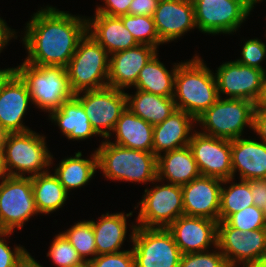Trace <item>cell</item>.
I'll use <instances>...</instances> for the list:
<instances>
[{"mask_svg": "<svg viewBox=\"0 0 266 267\" xmlns=\"http://www.w3.org/2000/svg\"><path fill=\"white\" fill-rule=\"evenodd\" d=\"M109 57L108 52L86 33L66 66L71 91L76 94L107 87Z\"/></svg>", "mask_w": 266, "mask_h": 267, "instance_id": "cell-6", "label": "cell"}, {"mask_svg": "<svg viewBox=\"0 0 266 267\" xmlns=\"http://www.w3.org/2000/svg\"><path fill=\"white\" fill-rule=\"evenodd\" d=\"M31 97L25 82L13 71L0 87V128L5 133L26 132L23 116Z\"/></svg>", "mask_w": 266, "mask_h": 267, "instance_id": "cell-17", "label": "cell"}, {"mask_svg": "<svg viewBox=\"0 0 266 267\" xmlns=\"http://www.w3.org/2000/svg\"><path fill=\"white\" fill-rule=\"evenodd\" d=\"M133 0H104L105 6H97L95 14L122 16L129 14V6Z\"/></svg>", "mask_w": 266, "mask_h": 267, "instance_id": "cell-41", "label": "cell"}, {"mask_svg": "<svg viewBox=\"0 0 266 267\" xmlns=\"http://www.w3.org/2000/svg\"><path fill=\"white\" fill-rule=\"evenodd\" d=\"M216 72L219 97L223 93L229 98L247 99L258 104L263 93L264 71L234 60L222 63Z\"/></svg>", "mask_w": 266, "mask_h": 267, "instance_id": "cell-14", "label": "cell"}, {"mask_svg": "<svg viewBox=\"0 0 266 267\" xmlns=\"http://www.w3.org/2000/svg\"><path fill=\"white\" fill-rule=\"evenodd\" d=\"M241 55L242 58L236 60L238 63L260 69L266 73L260 64L266 58V44L260 39L247 40L243 45Z\"/></svg>", "mask_w": 266, "mask_h": 267, "instance_id": "cell-39", "label": "cell"}, {"mask_svg": "<svg viewBox=\"0 0 266 267\" xmlns=\"http://www.w3.org/2000/svg\"><path fill=\"white\" fill-rule=\"evenodd\" d=\"M196 119L183 110H175L163 122L154 125L153 153L158 157L161 152L185 147L189 144L193 123Z\"/></svg>", "mask_w": 266, "mask_h": 267, "instance_id": "cell-22", "label": "cell"}, {"mask_svg": "<svg viewBox=\"0 0 266 267\" xmlns=\"http://www.w3.org/2000/svg\"><path fill=\"white\" fill-rule=\"evenodd\" d=\"M126 94L127 108L153 126L163 122L177 110L173 97H164L136 89Z\"/></svg>", "mask_w": 266, "mask_h": 267, "instance_id": "cell-28", "label": "cell"}, {"mask_svg": "<svg viewBox=\"0 0 266 267\" xmlns=\"http://www.w3.org/2000/svg\"><path fill=\"white\" fill-rule=\"evenodd\" d=\"M90 267H135L133 250H122L121 252L97 255L88 262Z\"/></svg>", "mask_w": 266, "mask_h": 267, "instance_id": "cell-40", "label": "cell"}, {"mask_svg": "<svg viewBox=\"0 0 266 267\" xmlns=\"http://www.w3.org/2000/svg\"><path fill=\"white\" fill-rule=\"evenodd\" d=\"M82 153L78 151L75 156L60 161L54 174L59 182L68 192L74 188H80L92 179L98 169V157L96 151L90 159H83Z\"/></svg>", "mask_w": 266, "mask_h": 267, "instance_id": "cell-30", "label": "cell"}, {"mask_svg": "<svg viewBox=\"0 0 266 267\" xmlns=\"http://www.w3.org/2000/svg\"><path fill=\"white\" fill-rule=\"evenodd\" d=\"M61 233L76 249L84 262H89L97 256L94 230L90 221H80ZM88 256L93 257L86 259Z\"/></svg>", "mask_w": 266, "mask_h": 267, "instance_id": "cell-33", "label": "cell"}, {"mask_svg": "<svg viewBox=\"0 0 266 267\" xmlns=\"http://www.w3.org/2000/svg\"><path fill=\"white\" fill-rule=\"evenodd\" d=\"M10 231L0 232V267H21L25 262H27L32 256L29 252L21 247L16 246L13 251L7 245L2 237H10Z\"/></svg>", "mask_w": 266, "mask_h": 267, "instance_id": "cell-38", "label": "cell"}, {"mask_svg": "<svg viewBox=\"0 0 266 267\" xmlns=\"http://www.w3.org/2000/svg\"><path fill=\"white\" fill-rule=\"evenodd\" d=\"M230 184L227 189L221 188L219 221H225L231 214L254 205L251 180H240L239 183Z\"/></svg>", "mask_w": 266, "mask_h": 267, "instance_id": "cell-32", "label": "cell"}, {"mask_svg": "<svg viewBox=\"0 0 266 267\" xmlns=\"http://www.w3.org/2000/svg\"><path fill=\"white\" fill-rule=\"evenodd\" d=\"M50 246L47 257H50L57 267H76L85 263L62 233L56 235Z\"/></svg>", "mask_w": 266, "mask_h": 267, "instance_id": "cell-35", "label": "cell"}, {"mask_svg": "<svg viewBox=\"0 0 266 267\" xmlns=\"http://www.w3.org/2000/svg\"><path fill=\"white\" fill-rule=\"evenodd\" d=\"M39 267H43V266L39 264ZM76 267H90V265L88 264V262H85L81 264L80 266H76Z\"/></svg>", "mask_w": 266, "mask_h": 267, "instance_id": "cell-53", "label": "cell"}, {"mask_svg": "<svg viewBox=\"0 0 266 267\" xmlns=\"http://www.w3.org/2000/svg\"><path fill=\"white\" fill-rule=\"evenodd\" d=\"M200 175L188 145L157 157V179L160 181L166 178L170 184L182 186Z\"/></svg>", "mask_w": 266, "mask_h": 267, "instance_id": "cell-24", "label": "cell"}, {"mask_svg": "<svg viewBox=\"0 0 266 267\" xmlns=\"http://www.w3.org/2000/svg\"><path fill=\"white\" fill-rule=\"evenodd\" d=\"M217 221L182 215L167 229L172 233L181 254L207 251L217 246Z\"/></svg>", "mask_w": 266, "mask_h": 267, "instance_id": "cell-18", "label": "cell"}, {"mask_svg": "<svg viewBox=\"0 0 266 267\" xmlns=\"http://www.w3.org/2000/svg\"><path fill=\"white\" fill-rule=\"evenodd\" d=\"M143 199L139 202L140 211L137 217L139 227L167 228L178 217L184 215L182 189L180 185H155L145 189Z\"/></svg>", "mask_w": 266, "mask_h": 267, "instance_id": "cell-10", "label": "cell"}, {"mask_svg": "<svg viewBox=\"0 0 266 267\" xmlns=\"http://www.w3.org/2000/svg\"><path fill=\"white\" fill-rule=\"evenodd\" d=\"M225 222L233 228L241 231H253L266 229V217L262 208L255 205L246 207L234 214H231Z\"/></svg>", "mask_w": 266, "mask_h": 267, "instance_id": "cell-36", "label": "cell"}, {"mask_svg": "<svg viewBox=\"0 0 266 267\" xmlns=\"http://www.w3.org/2000/svg\"><path fill=\"white\" fill-rule=\"evenodd\" d=\"M229 267L266 258V229L241 231L225 221L217 223V246Z\"/></svg>", "mask_w": 266, "mask_h": 267, "instance_id": "cell-13", "label": "cell"}, {"mask_svg": "<svg viewBox=\"0 0 266 267\" xmlns=\"http://www.w3.org/2000/svg\"><path fill=\"white\" fill-rule=\"evenodd\" d=\"M156 53V47L143 44L113 53L109 58L108 86L119 90L134 86L141 69Z\"/></svg>", "mask_w": 266, "mask_h": 267, "instance_id": "cell-20", "label": "cell"}, {"mask_svg": "<svg viewBox=\"0 0 266 267\" xmlns=\"http://www.w3.org/2000/svg\"><path fill=\"white\" fill-rule=\"evenodd\" d=\"M258 105L266 107V74L264 77L263 93L261 99L258 102Z\"/></svg>", "mask_w": 266, "mask_h": 267, "instance_id": "cell-49", "label": "cell"}, {"mask_svg": "<svg viewBox=\"0 0 266 267\" xmlns=\"http://www.w3.org/2000/svg\"><path fill=\"white\" fill-rule=\"evenodd\" d=\"M14 34H16V32L11 30V28L7 26L5 20L1 19L0 17V53L3 48L8 44V42L12 39V37H17Z\"/></svg>", "mask_w": 266, "mask_h": 267, "instance_id": "cell-45", "label": "cell"}, {"mask_svg": "<svg viewBox=\"0 0 266 267\" xmlns=\"http://www.w3.org/2000/svg\"><path fill=\"white\" fill-rule=\"evenodd\" d=\"M252 130L266 143V107L258 104L255 106Z\"/></svg>", "mask_w": 266, "mask_h": 267, "instance_id": "cell-43", "label": "cell"}, {"mask_svg": "<svg viewBox=\"0 0 266 267\" xmlns=\"http://www.w3.org/2000/svg\"><path fill=\"white\" fill-rule=\"evenodd\" d=\"M156 53L148 63L141 69L135 88L147 93L164 97H173L174 81L177 67L180 64L174 63V69L169 72L165 65L159 61Z\"/></svg>", "mask_w": 266, "mask_h": 267, "instance_id": "cell-29", "label": "cell"}, {"mask_svg": "<svg viewBox=\"0 0 266 267\" xmlns=\"http://www.w3.org/2000/svg\"><path fill=\"white\" fill-rule=\"evenodd\" d=\"M214 73L196 56L181 62L175 74L174 94L176 108L197 119L220 97Z\"/></svg>", "mask_w": 266, "mask_h": 267, "instance_id": "cell-2", "label": "cell"}, {"mask_svg": "<svg viewBox=\"0 0 266 267\" xmlns=\"http://www.w3.org/2000/svg\"><path fill=\"white\" fill-rule=\"evenodd\" d=\"M195 23L208 34L236 32L254 9L244 0H192Z\"/></svg>", "mask_w": 266, "mask_h": 267, "instance_id": "cell-11", "label": "cell"}, {"mask_svg": "<svg viewBox=\"0 0 266 267\" xmlns=\"http://www.w3.org/2000/svg\"><path fill=\"white\" fill-rule=\"evenodd\" d=\"M154 126L138 117L128 108L121 114L112 132H115L114 144L153 152Z\"/></svg>", "mask_w": 266, "mask_h": 267, "instance_id": "cell-25", "label": "cell"}, {"mask_svg": "<svg viewBox=\"0 0 266 267\" xmlns=\"http://www.w3.org/2000/svg\"><path fill=\"white\" fill-rule=\"evenodd\" d=\"M243 267H266V258L246 263Z\"/></svg>", "mask_w": 266, "mask_h": 267, "instance_id": "cell-47", "label": "cell"}, {"mask_svg": "<svg viewBox=\"0 0 266 267\" xmlns=\"http://www.w3.org/2000/svg\"><path fill=\"white\" fill-rule=\"evenodd\" d=\"M14 71V68L0 69V87L6 78Z\"/></svg>", "mask_w": 266, "mask_h": 267, "instance_id": "cell-48", "label": "cell"}, {"mask_svg": "<svg viewBox=\"0 0 266 267\" xmlns=\"http://www.w3.org/2000/svg\"><path fill=\"white\" fill-rule=\"evenodd\" d=\"M249 6H251L252 8L254 7V5L256 3H259L260 1L262 2L263 0H244Z\"/></svg>", "mask_w": 266, "mask_h": 267, "instance_id": "cell-52", "label": "cell"}, {"mask_svg": "<svg viewBox=\"0 0 266 267\" xmlns=\"http://www.w3.org/2000/svg\"><path fill=\"white\" fill-rule=\"evenodd\" d=\"M74 96L80 101L98 136L109 139L112 135L110 131H113L127 108L125 91L107 86L99 90L82 91Z\"/></svg>", "mask_w": 266, "mask_h": 267, "instance_id": "cell-12", "label": "cell"}, {"mask_svg": "<svg viewBox=\"0 0 266 267\" xmlns=\"http://www.w3.org/2000/svg\"><path fill=\"white\" fill-rule=\"evenodd\" d=\"M251 193L254 205L262 208L266 200V180H251Z\"/></svg>", "mask_w": 266, "mask_h": 267, "instance_id": "cell-44", "label": "cell"}, {"mask_svg": "<svg viewBox=\"0 0 266 267\" xmlns=\"http://www.w3.org/2000/svg\"><path fill=\"white\" fill-rule=\"evenodd\" d=\"M133 212L103 214L98 222L89 220L94 230L97 255L121 252L120 248L124 243L127 233V217Z\"/></svg>", "mask_w": 266, "mask_h": 267, "instance_id": "cell-27", "label": "cell"}, {"mask_svg": "<svg viewBox=\"0 0 266 267\" xmlns=\"http://www.w3.org/2000/svg\"><path fill=\"white\" fill-rule=\"evenodd\" d=\"M52 6L34 13L22 39L31 65L66 67L87 33V19Z\"/></svg>", "mask_w": 266, "mask_h": 267, "instance_id": "cell-1", "label": "cell"}, {"mask_svg": "<svg viewBox=\"0 0 266 267\" xmlns=\"http://www.w3.org/2000/svg\"><path fill=\"white\" fill-rule=\"evenodd\" d=\"M87 33L99 43L109 55L138 45L133 35L123 25L120 17L95 14L87 18Z\"/></svg>", "mask_w": 266, "mask_h": 267, "instance_id": "cell-23", "label": "cell"}, {"mask_svg": "<svg viewBox=\"0 0 266 267\" xmlns=\"http://www.w3.org/2000/svg\"><path fill=\"white\" fill-rule=\"evenodd\" d=\"M49 116L69 140H84L98 135L75 96L65 101L59 109L51 111Z\"/></svg>", "mask_w": 266, "mask_h": 267, "instance_id": "cell-26", "label": "cell"}, {"mask_svg": "<svg viewBox=\"0 0 266 267\" xmlns=\"http://www.w3.org/2000/svg\"><path fill=\"white\" fill-rule=\"evenodd\" d=\"M232 178L239 172L240 180H266V143L239 137L231 140Z\"/></svg>", "mask_w": 266, "mask_h": 267, "instance_id": "cell-21", "label": "cell"}, {"mask_svg": "<svg viewBox=\"0 0 266 267\" xmlns=\"http://www.w3.org/2000/svg\"><path fill=\"white\" fill-rule=\"evenodd\" d=\"M256 104L247 99L220 98L200 115L196 122L203 126L200 133L207 136L237 139L244 127L253 129V115Z\"/></svg>", "mask_w": 266, "mask_h": 267, "instance_id": "cell-7", "label": "cell"}, {"mask_svg": "<svg viewBox=\"0 0 266 267\" xmlns=\"http://www.w3.org/2000/svg\"><path fill=\"white\" fill-rule=\"evenodd\" d=\"M119 17L138 44L149 45L156 48H158L160 44H164L159 39L152 16L127 14Z\"/></svg>", "mask_w": 266, "mask_h": 267, "instance_id": "cell-34", "label": "cell"}, {"mask_svg": "<svg viewBox=\"0 0 266 267\" xmlns=\"http://www.w3.org/2000/svg\"><path fill=\"white\" fill-rule=\"evenodd\" d=\"M14 71L25 82L32 104L46 112L59 109L74 96L66 67L38 66L23 62Z\"/></svg>", "mask_w": 266, "mask_h": 267, "instance_id": "cell-4", "label": "cell"}, {"mask_svg": "<svg viewBox=\"0 0 266 267\" xmlns=\"http://www.w3.org/2000/svg\"><path fill=\"white\" fill-rule=\"evenodd\" d=\"M6 133L0 128V148H3Z\"/></svg>", "mask_w": 266, "mask_h": 267, "instance_id": "cell-51", "label": "cell"}, {"mask_svg": "<svg viewBox=\"0 0 266 267\" xmlns=\"http://www.w3.org/2000/svg\"><path fill=\"white\" fill-rule=\"evenodd\" d=\"M7 171L5 168V162H4V151L3 148H0V179H4L5 177H7Z\"/></svg>", "mask_w": 266, "mask_h": 267, "instance_id": "cell-46", "label": "cell"}, {"mask_svg": "<svg viewBox=\"0 0 266 267\" xmlns=\"http://www.w3.org/2000/svg\"><path fill=\"white\" fill-rule=\"evenodd\" d=\"M192 132L188 144L203 176L232 179L231 140Z\"/></svg>", "mask_w": 266, "mask_h": 267, "instance_id": "cell-15", "label": "cell"}, {"mask_svg": "<svg viewBox=\"0 0 266 267\" xmlns=\"http://www.w3.org/2000/svg\"><path fill=\"white\" fill-rule=\"evenodd\" d=\"M232 179L220 180L200 175L182 185L184 215L202 217L219 222L221 188Z\"/></svg>", "mask_w": 266, "mask_h": 267, "instance_id": "cell-16", "label": "cell"}, {"mask_svg": "<svg viewBox=\"0 0 266 267\" xmlns=\"http://www.w3.org/2000/svg\"><path fill=\"white\" fill-rule=\"evenodd\" d=\"M179 267H229L224 255L218 252L202 251L182 254Z\"/></svg>", "mask_w": 266, "mask_h": 267, "instance_id": "cell-37", "label": "cell"}, {"mask_svg": "<svg viewBox=\"0 0 266 267\" xmlns=\"http://www.w3.org/2000/svg\"><path fill=\"white\" fill-rule=\"evenodd\" d=\"M21 267H39V263H37V261L33 257H31Z\"/></svg>", "mask_w": 266, "mask_h": 267, "instance_id": "cell-50", "label": "cell"}, {"mask_svg": "<svg viewBox=\"0 0 266 267\" xmlns=\"http://www.w3.org/2000/svg\"><path fill=\"white\" fill-rule=\"evenodd\" d=\"M131 228L135 267H179L182 254L167 228Z\"/></svg>", "mask_w": 266, "mask_h": 267, "instance_id": "cell-8", "label": "cell"}, {"mask_svg": "<svg viewBox=\"0 0 266 267\" xmlns=\"http://www.w3.org/2000/svg\"><path fill=\"white\" fill-rule=\"evenodd\" d=\"M152 17L163 43L177 40L196 28L192 0H159Z\"/></svg>", "mask_w": 266, "mask_h": 267, "instance_id": "cell-19", "label": "cell"}, {"mask_svg": "<svg viewBox=\"0 0 266 267\" xmlns=\"http://www.w3.org/2000/svg\"><path fill=\"white\" fill-rule=\"evenodd\" d=\"M38 214L31 177L7 176L0 182V232L21 229Z\"/></svg>", "mask_w": 266, "mask_h": 267, "instance_id": "cell-9", "label": "cell"}, {"mask_svg": "<svg viewBox=\"0 0 266 267\" xmlns=\"http://www.w3.org/2000/svg\"><path fill=\"white\" fill-rule=\"evenodd\" d=\"M159 0H133L129 6V15L153 16Z\"/></svg>", "mask_w": 266, "mask_h": 267, "instance_id": "cell-42", "label": "cell"}, {"mask_svg": "<svg viewBox=\"0 0 266 267\" xmlns=\"http://www.w3.org/2000/svg\"><path fill=\"white\" fill-rule=\"evenodd\" d=\"M45 173L31 177L35 207L38 213L49 214L63 207L68 192L55 174Z\"/></svg>", "mask_w": 266, "mask_h": 267, "instance_id": "cell-31", "label": "cell"}, {"mask_svg": "<svg viewBox=\"0 0 266 267\" xmlns=\"http://www.w3.org/2000/svg\"><path fill=\"white\" fill-rule=\"evenodd\" d=\"M97 148L98 169L105 178L130 182H160L157 156L153 152L126 148L108 139Z\"/></svg>", "mask_w": 266, "mask_h": 267, "instance_id": "cell-3", "label": "cell"}, {"mask_svg": "<svg viewBox=\"0 0 266 267\" xmlns=\"http://www.w3.org/2000/svg\"><path fill=\"white\" fill-rule=\"evenodd\" d=\"M45 138L32 130L6 133L3 151L8 176L26 177L25 173H30L29 177H33L48 171L45 168L51 166L53 156Z\"/></svg>", "mask_w": 266, "mask_h": 267, "instance_id": "cell-5", "label": "cell"}, {"mask_svg": "<svg viewBox=\"0 0 266 267\" xmlns=\"http://www.w3.org/2000/svg\"><path fill=\"white\" fill-rule=\"evenodd\" d=\"M262 210H263L264 215H265V217H266V200H265V204H264L263 207H262Z\"/></svg>", "mask_w": 266, "mask_h": 267, "instance_id": "cell-54", "label": "cell"}]
</instances>
